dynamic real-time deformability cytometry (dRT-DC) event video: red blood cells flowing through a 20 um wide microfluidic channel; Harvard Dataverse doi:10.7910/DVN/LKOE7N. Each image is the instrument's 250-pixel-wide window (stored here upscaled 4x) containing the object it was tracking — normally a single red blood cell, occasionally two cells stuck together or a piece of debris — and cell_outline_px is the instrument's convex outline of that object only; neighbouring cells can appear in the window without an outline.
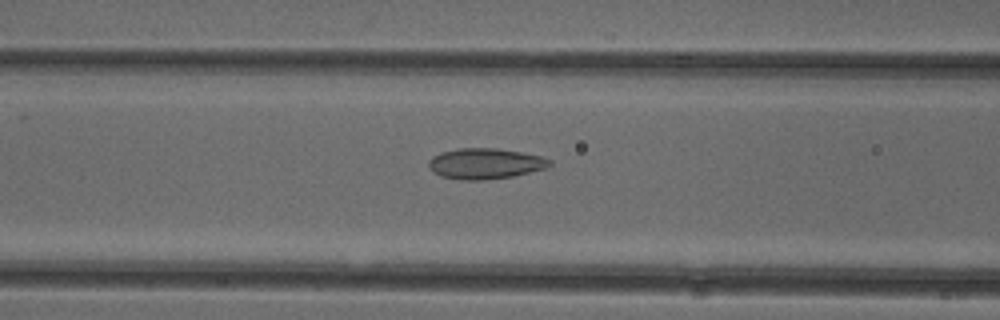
{"species": "common noctule bat (a hibernating species)", "species_latin": "Nyctalus noctula", "temperature_condition": "cold", "stored_images_in_passage": 39, "camera_frame_rate_fps": 3000, "um_per_image_px": 0.085, "animal": {"sex": "female"}, "frame": {"image": 1, "passage_image": 8, "time_ms": 2.333, "image_size_px": [1000, 320], "cell_outline_px": [[552, 164], [548, 168], [512, 176], [484, 180], [460, 180], [440, 176], [432, 172], [428, 168], [428, 160], [432, 156], [440, 152], [460, 148], [496, 148], [520, 152], [540, 156], [552, 160]], "centroid_in_image_um": [41.21, 13.91], "position_along_channel_um": 125.4, "area_um2": 21.85}}
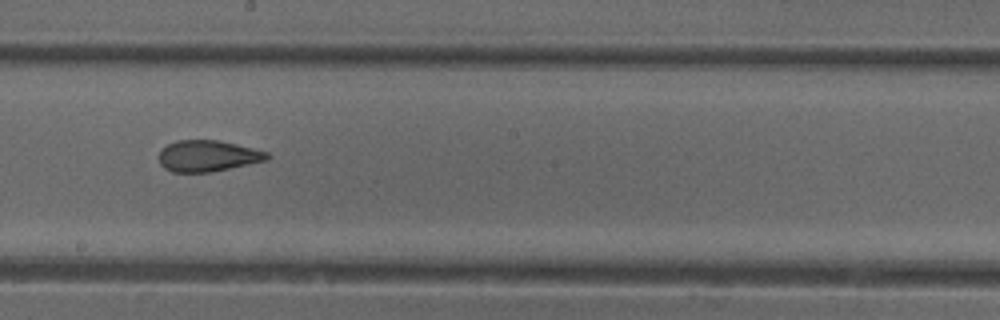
{"frame": {"image": 2, "passage_image": 16, "time_ms": 5.0, "image_size_px": [1000, 320], "cell_outline_px": [[272, 156], [268, 160], [212, 172], [172, 172], [164, 168], [160, 164], [160, 148], [176, 140], [220, 140], [268, 152]], "centroid_in_image_um": [17.67, 13.25], "position_along_channel_um": 230.5, "area_um2": 19.83}}
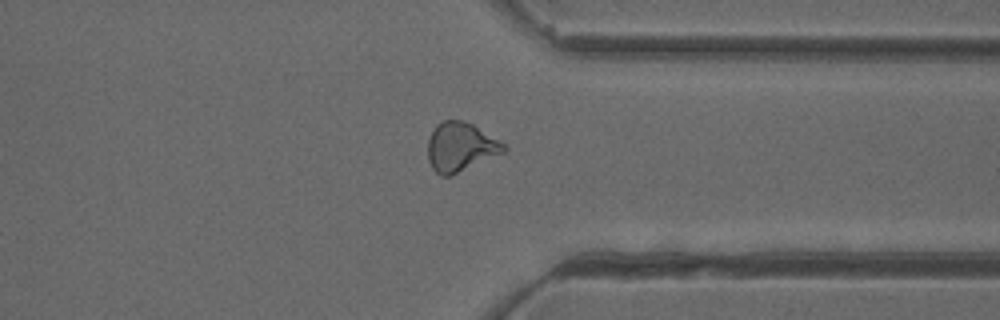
{"frame": {"image": 3, "passage_image": 27, "time_ms": 8.667, "image_size_px": [1000, 320], "cell_outline_px": [[508, 148], [504, 152], [452, 176], [440, 176], [432, 168], [428, 160], [428, 140], [436, 124], [444, 120], [464, 120], [472, 124], [500, 140]], "centroid_in_image_um": [39.14, 12.5], "position_along_channel_um": 372.3, "area_um2": 21.79}, "authors_computed_cell_mechanics": {"area_um2": 20.7502, "velocity_mm_per_s": 3.9402, "shape_relaxation_time_tau1_ms": 10.2061, "shape_relaxation_time_tau2_ms": 1.5259, "deformation_change_tau1": 0.2112, "deformation_change_tau2": 0.0881}}